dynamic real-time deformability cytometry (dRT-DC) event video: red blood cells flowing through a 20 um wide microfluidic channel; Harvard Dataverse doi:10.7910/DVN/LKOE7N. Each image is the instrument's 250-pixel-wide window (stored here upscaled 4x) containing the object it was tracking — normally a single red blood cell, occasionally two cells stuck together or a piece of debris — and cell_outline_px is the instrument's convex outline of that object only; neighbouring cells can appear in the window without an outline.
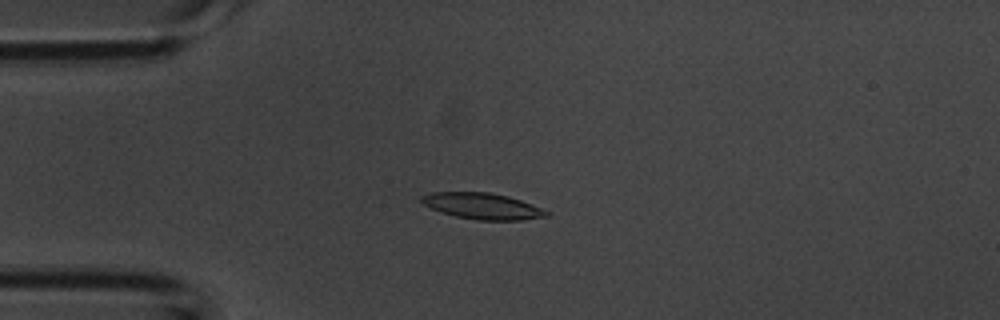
{"species": "common noctule bat (a hibernating species)", "species_latin": "Nyctalus noctula", "temperature_condition": "room temperature", "stored_images_in_passage": 54, "camera_frame_rate_fps": 3000, "um_per_image_px": 0.085, "animal": {"sex": "male", "body_mass_g": 20.1, "forearm_length_mm": 53.5}, "frame": {"image": 1, "passage_image": 14, "time_ms": 4.333, "image_size_px": [1000, 320], "cell_outline_px": [[552, 212], [548, 216], [520, 220], [476, 220], [456, 216], [440, 212], [420, 204], [420, 196], [432, 192], [488, 192], [508, 196], [532, 204]], "centroid_in_image_um": [40.98, 17.51], "position_along_channel_um": 44.0, "area_um2": 19.25}}
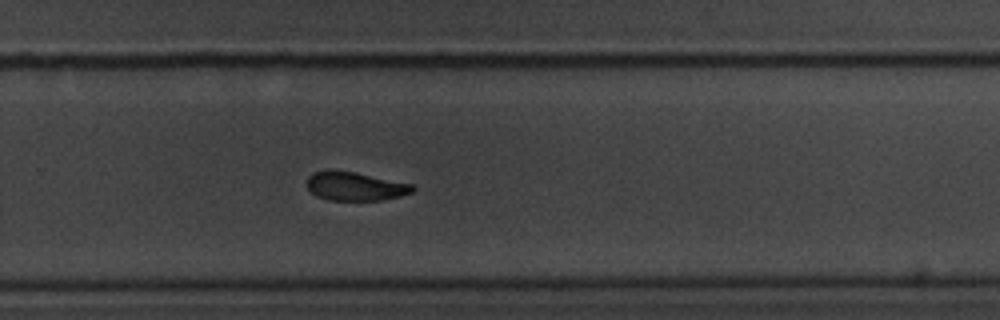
{"frame": {"image": 2, "passage_image": 36, "time_ms": 11.667, "image_size_px": [1000, 320], "cell_outline_px": [[416, 188], [412, 192], [400, 196], [380, 200], [328, 200], [316, 196], [308, 188], [308, 176], [312, 172], [332, 168], [356, 172], [412, 184]], "centroid_in_image_um": [30.16, 15.81], "position_along_channel_um": 299.6, "area_um2": 17.86}}
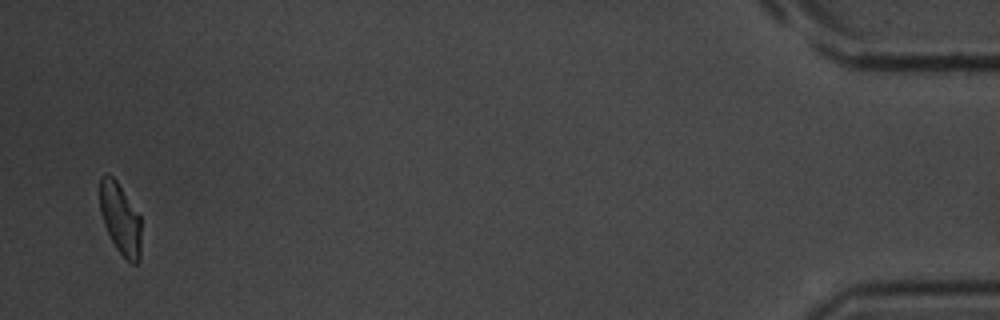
{"frame": {"image": 3, "passage_image": 53, "time_ms": 17.333, "image_size_px": [1000, 320], "cell_outline_px": [[140, 260], [136, 264], [132, 264], [116, 248], [104, 224], [100, 212], [100, 176], [104, 172], [108, 172], [116, 180], [140, 216]], "centroid_in_image_um": [10.21, 18.56], "position_along_channel_um": 425.0, "area_um2": 17.05}, "authors_computed_cell_mechanics": {"area_um2": 18.785, "velocity_mm_per_s": 3.7387, "shape_relaxation_time_tau1_ms": 2.8503, "shape_relaxation_time_tau2_ms": 6.923, "deformation_change_tau1": 0.1269, "deformation_change_tau2": 0.1271}}